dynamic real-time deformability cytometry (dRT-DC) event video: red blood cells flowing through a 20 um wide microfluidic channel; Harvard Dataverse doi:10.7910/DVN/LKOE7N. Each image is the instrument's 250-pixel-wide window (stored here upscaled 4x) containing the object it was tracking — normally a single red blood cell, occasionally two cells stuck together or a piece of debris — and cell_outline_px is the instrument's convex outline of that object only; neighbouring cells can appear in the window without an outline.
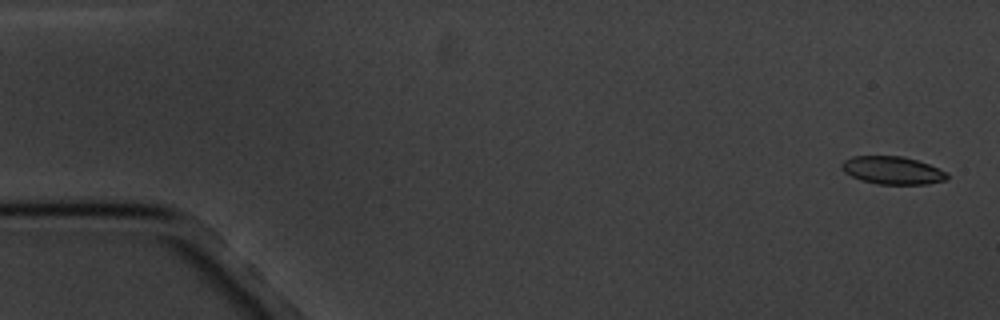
{"species": "common noctule bat (a hibernating species)", "species_latin": "Nyctalus noctula", "temperature_condition": "cold", "stored_images_in_passage": 4, "camera_frame_rate_fps": 3000, "um_per_image_px": 0.085, "animal": {"sex": "male", "body_mass_g": 20.1, "forearm_length_mm": 53.5}, "frame": {"image": 1, "passage_image": 1, "time_ms": 0.0, "image_size_px": [1000, 320], "cell_outline_px": [[948, 180], [928, 184], [876, 184], [860, 180], [844, 172], [840, 168], [840, 164], [844, 160], [852, 156], [900, 156], [916, 160], [928, 164], [948, 172]], "centroid_in_image_um": [75.85, 14.48], "position_along_channel_um": 9.1, "area_um2": 17.22}}